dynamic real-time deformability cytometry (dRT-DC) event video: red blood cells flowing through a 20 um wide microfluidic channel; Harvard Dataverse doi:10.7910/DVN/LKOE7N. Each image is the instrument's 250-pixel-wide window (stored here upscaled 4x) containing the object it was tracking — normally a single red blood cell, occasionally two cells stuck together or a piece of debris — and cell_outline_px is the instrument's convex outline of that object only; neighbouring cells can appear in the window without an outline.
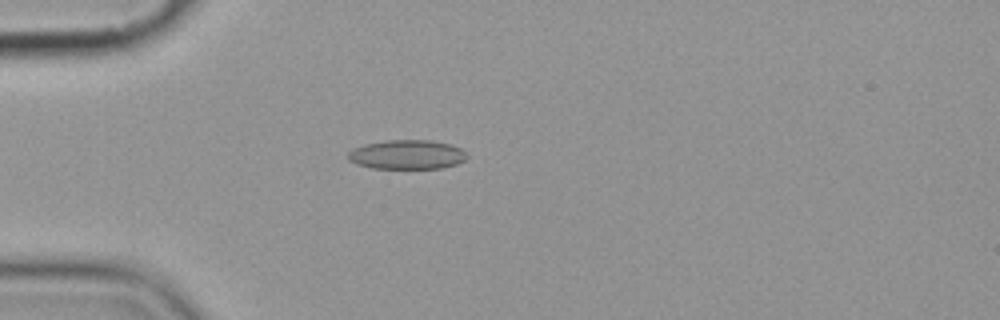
{"species": "common noctule bat (a hibernating species)", "species_latin": "Nyctalus noctula", "temperature_condition": "cold", "stored_images_in_passage": 6, "camera_frame_rate_fps": 3000, "um_per_image_px": 0.085, "animal": {"sex": "female", "body_mass_g": 19.9}, "frame": {"image": 1, "passage_image": 5, "time_ms": 4.667, "image_size_px": [1000, 320], "cell_outline_px": [[468, 156], [464, 160], [456, 164], [444, 168], [372, 168], [356, 164], [348, 160], [348, 152], [352, 148], [364, 144], [388, 140], [432, 140], [452, 144], [460, 148]], "centroid_in_image_um": [34.58, 13.13], "position_along_channel_um": 50.4, "area_um2": 20.4}}